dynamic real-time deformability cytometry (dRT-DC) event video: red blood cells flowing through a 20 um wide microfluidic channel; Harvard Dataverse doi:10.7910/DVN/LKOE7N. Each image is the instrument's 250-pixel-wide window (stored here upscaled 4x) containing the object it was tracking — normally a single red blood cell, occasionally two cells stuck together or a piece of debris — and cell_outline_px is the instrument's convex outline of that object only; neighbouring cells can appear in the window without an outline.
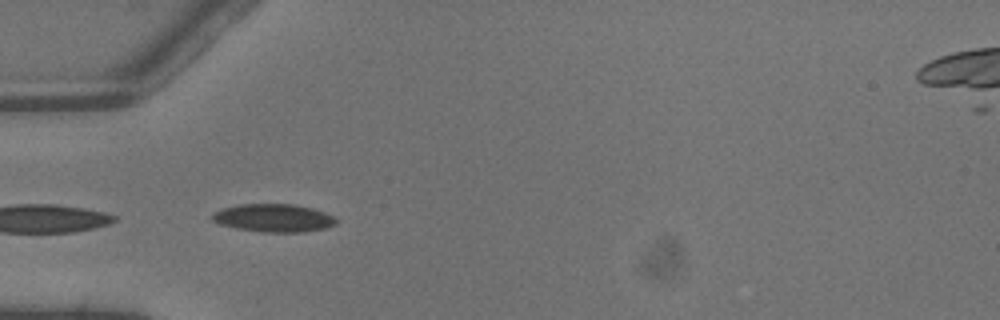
{"species": "common noctule bat (a hibernating species)", "species_latin": "Nyctalus noctula", "temperature_condition": "warm", "stored_images_in_passage": 3, "camera_frame_rate_fps": 3000, "um_per_image_px": 0.085, "animal": {"sex": "male", "body_mass_g": 13.3}, "frame": {"image": 1, "passage_image": 2, "time_ms": 0.333, "image_size_px": [1000, 320], "cell_outline_px": [[336, 224], [324, 228], [304, 232], [264, 232], [236, 228], [220, 224], [212, 220], [208, 216], [212, 212], [224, 208], [240, 204], [296, 204], [312, 208], [324, 212], [332, 216], [336, 220]], "centroid_in_image_um": [23.21, 18.52], "position_along_channel_um": 61.8, "area_um2": 20.23}}
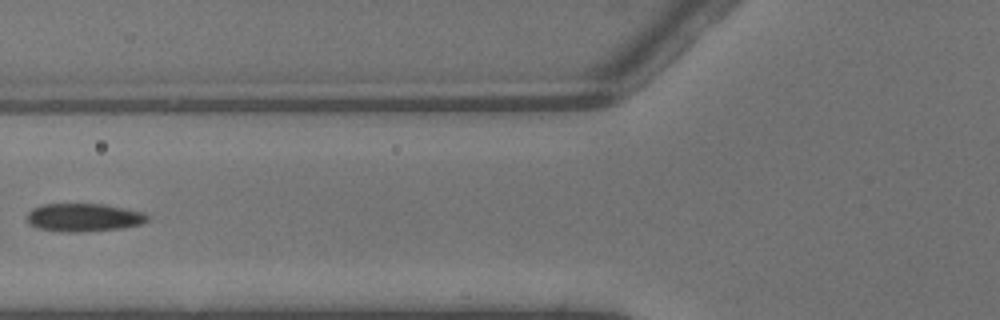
{"frame": {"image": 2, "passage_image": 3, "time_ms": 0.667, "image_size_px": [1000, 320], "cell_outline_px": [[148, 220], [140, 224], [120, 228], [76, 232], [64, 232], [40, 228], [28, 224], [28, 212], [32, 208], [44, 204], [104, 204], [144, 212], [148, 216]], "centroid_in_image_um": [7.11, 18.47], "position_along_channel_um": 118.7, "area_um2": 19.54}}